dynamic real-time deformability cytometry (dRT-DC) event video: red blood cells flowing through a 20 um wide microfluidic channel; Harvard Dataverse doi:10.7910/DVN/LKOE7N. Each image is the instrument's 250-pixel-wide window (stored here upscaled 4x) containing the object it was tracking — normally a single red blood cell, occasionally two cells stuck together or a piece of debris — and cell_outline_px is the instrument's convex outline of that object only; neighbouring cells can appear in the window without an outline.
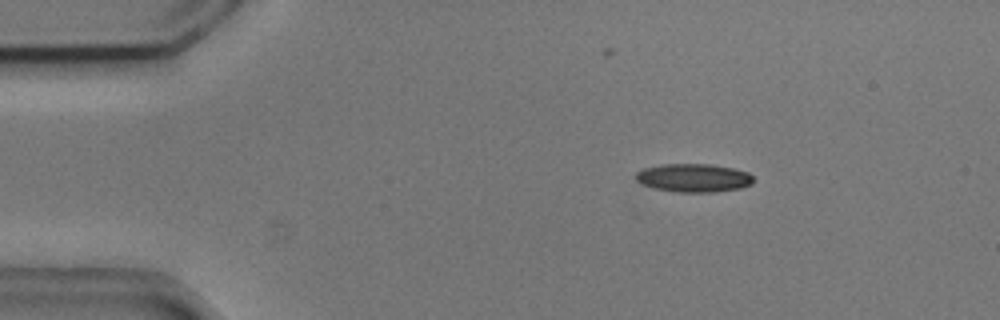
{"species": "common noctule bat (a hibernating species)", "species_latin": "Nyctalus noctula", "temperature_condition": "cold", "stored_images_in_passage": 4, "camera_frame_rate_fps": 3000, "um_per_image_px": 0.085, "animal": {"sex": "male", "body_mass_g": 20.5, "forearm_length_mm": 52.5}, "frame": {"image": 1, "passage_image": 2, "time_ms": 0.333, "image_size_px": [1000, 320], "cell_outline_px": [[752, 184], [740, 188], [716, 192], [676, 192], [652, 188], [636, 180], [636, 172], [644, 168], [660, 164], [708, 164], [732, 168], [748, 172], [752, 176]], "centroid_in_image_um": [58.94, 15.12], "position_along_channel_um": 26.1, "area_um2": 19.42}}